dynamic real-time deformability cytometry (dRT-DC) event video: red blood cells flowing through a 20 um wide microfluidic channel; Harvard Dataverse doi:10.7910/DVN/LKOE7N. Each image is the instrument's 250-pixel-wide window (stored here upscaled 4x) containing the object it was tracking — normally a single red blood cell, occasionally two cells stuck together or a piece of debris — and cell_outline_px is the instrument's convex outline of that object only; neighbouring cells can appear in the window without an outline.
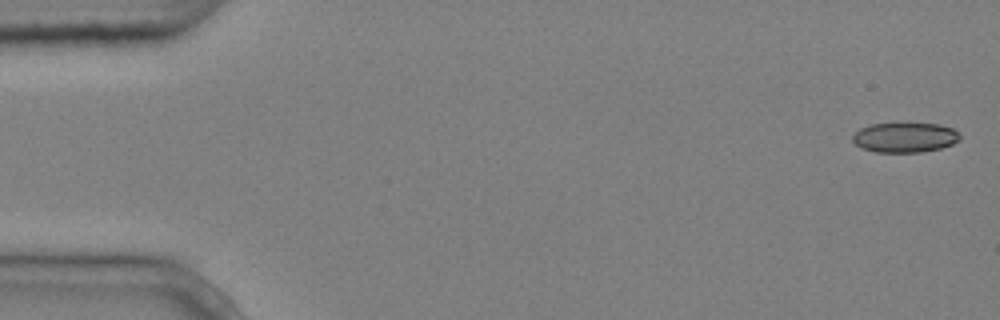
{"species": "common noctule bat (a hibernating species)", "species_latin": "Nyctalus noctula", "temperature_condition": "cold", "stored_images_in_passage": 5, "camera_frame_rate_fps": 3000, "um_per_image_px": 0.085, "animal": {"sex": "male", "body_mass_g": 20.4}, "frame": {"image": 1, "passage_image": 1, "time_ms": 0.0, "image_size_px": [1000, 320], "cell_outline_px": [[960, 140], [952, 144], [940, 148], [920, 152], [876, 152], [860, 148], [852, 140], [852, 136], [860, 128], [872, 124], [940, 124], [952, 128], [960, 136]], "centroid_in_image_um": [76.89, 11.69], "position_along_channel_um": 8.1, "area_um2": 18.5}}
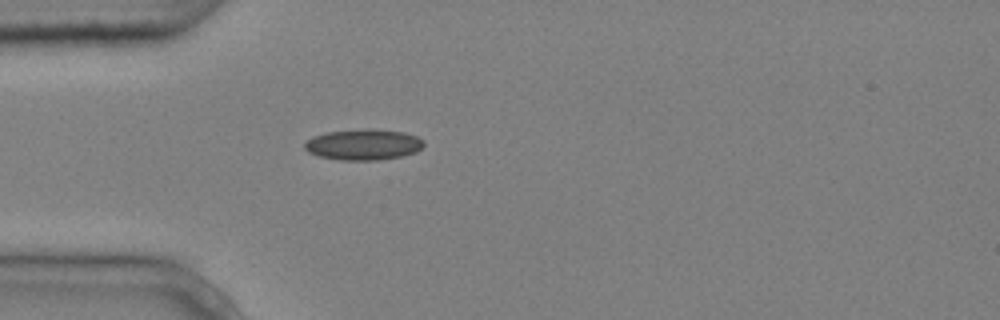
{"frame": {"image": 2, "passage_image": 5, "time_ms": 1.333, "image_size_px": [1000, 320], "cell_outline_px": [[424, 144], [416, 152], [400, 156], [376, 160], [340, 160], [320, 156], [308, 152], [304, 148], [304, 144], [312, 136], [328, 132], [368, 128], [404, 132], [416, 136], [424, 140]], "centroid_in_image_um": [30.88, 12.28], "position_along_channel_um": 54.1, "area_um2": 21.33}}